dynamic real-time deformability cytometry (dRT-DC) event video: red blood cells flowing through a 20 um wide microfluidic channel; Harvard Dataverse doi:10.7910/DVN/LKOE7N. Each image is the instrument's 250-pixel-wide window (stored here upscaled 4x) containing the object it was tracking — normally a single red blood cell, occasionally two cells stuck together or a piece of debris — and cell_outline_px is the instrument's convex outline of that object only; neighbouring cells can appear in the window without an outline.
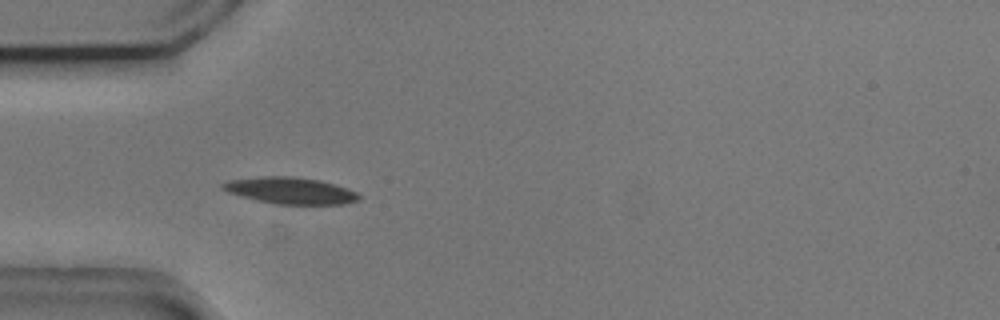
{"species": "common noctule bat (a hibernating species)", "species_latin": "Nyctalus noctula", "temperature_condition": "cold", "stored_images_in_passage": 8, "camera_frame_rate_fps": 3000, "um_per_image_px": 0.085, "animal": {"sex": "male", "body_mass_g": 20.5, "forearm_length_mm": 52.5}, "frame": {"image": 1, "passage_image": 1, "time_ms": 0.0, "image_size_px": [1000, 320], "cell_outline_px": [[360, 200], [344, 204], [276, 204], [256, 200], [228, 192], [220, 188], [220, 184], [228, 180], [260, 176], [292, 176], [320, 180], [348, 188], [356, 192], [360, 196]], "centroid_in_image_um": [24.67, 16.19], "position_along_channel_um": 60.3, "area_um2": 21.21}}